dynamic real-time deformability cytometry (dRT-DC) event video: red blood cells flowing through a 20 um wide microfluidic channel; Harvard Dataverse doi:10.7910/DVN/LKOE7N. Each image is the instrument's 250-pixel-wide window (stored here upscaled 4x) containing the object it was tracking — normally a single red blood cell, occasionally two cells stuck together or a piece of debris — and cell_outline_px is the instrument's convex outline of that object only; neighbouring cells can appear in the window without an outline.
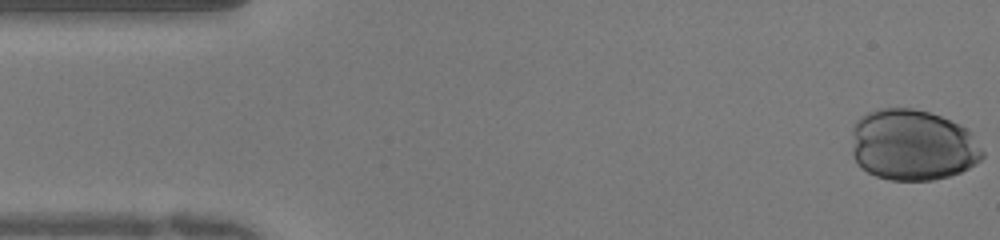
{"species": "human", "species_latin": "Homo sapiens", "temperature_condition": "warm", "stored_images_in_passage": 39, "camera_frame_rate_fps": 3000, "um_per_image_px": 0.085, "donor": {"sex": "female"}, "frame": {"image": 1, "passage_image": 1, "time_ms": 0.0, "image_size_px": [1000, 240], "cell_outline_px": [[984, 156], [976, 164], [960, 172], [948, 176], [932, 180], [888, 180], [876, 176], [868, 172], [856, 160], [852, 152], [852, 128], [856, 120], [860, 116], [876, 108], [912, 108], [928, 112], [940, 116], [960, 124], [972, 132], [984, 152]], "centroid_in_image_um": [77.58, 12.32], "position_along_channel_um": 7.4, "area_um2": 54.56}}
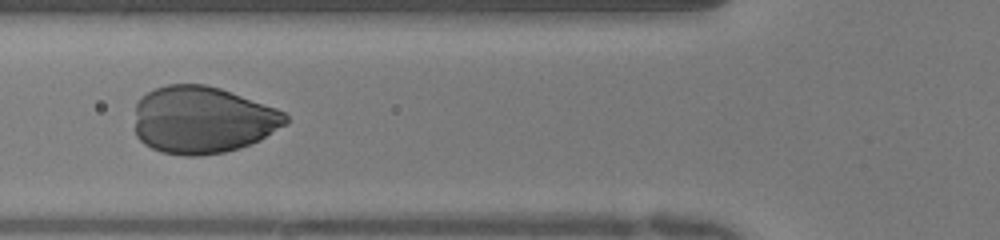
{"frame": {"image": 2, "passage_image": 18, "time_ms": 5.667, "image_size_px": [1000, 240], "cell_outline_px": [[288, 124], [260, 140], [240, 148], [224, 152], [200, 156], [184, 156], [160, 152], [144, 144], [136, 136], [136, 104], [140, 96], [156, 88], [168, 84], [204, 84], [220, 88], [276, 108], [284, 112], [288, 116]], "centroid_in_image_um": [17.22, 10.2], "position_along_channel_um": 108.6, "area_um2": 59.42}}
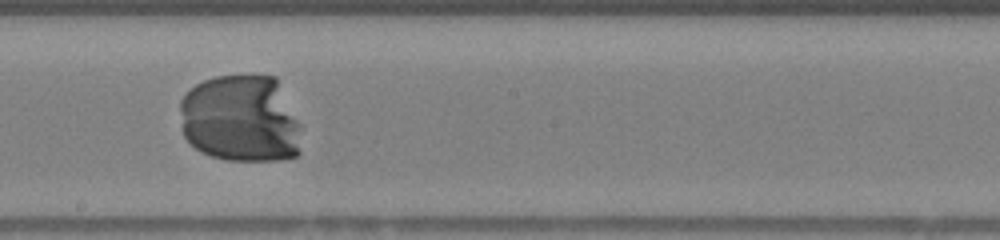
{"frame": {"image": 3, "passage_image": 27, "time_ms": 8.667, "image_size_px": [1000, 240], "cell_outline_px": [[300, 152], [296, 156], [280, 160], [228, 160], [212, 156], [200, 152], [184, 136], [180, 112], [180, 100], [196, 84], [204, 80], [216, 76], [252, 72], [276, 76], [300, 124]], "centroid_in_image_um": [20.48, 10.06], "position_along_channel_um": 227.7, "area_um2": 63.12}}